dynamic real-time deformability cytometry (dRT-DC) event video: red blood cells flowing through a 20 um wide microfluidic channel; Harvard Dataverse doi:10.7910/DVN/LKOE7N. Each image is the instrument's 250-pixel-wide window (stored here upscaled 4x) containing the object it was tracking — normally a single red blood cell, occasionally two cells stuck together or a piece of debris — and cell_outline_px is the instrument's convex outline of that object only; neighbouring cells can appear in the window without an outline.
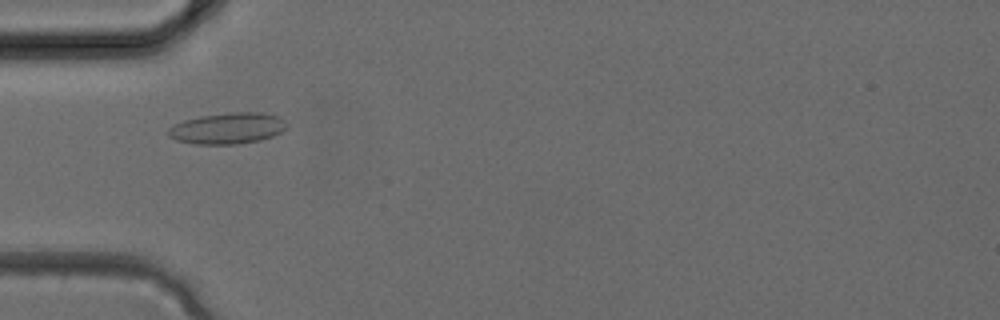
{"species": "common noctule bat (a hibernating species)", "species_latin": "Nyctalus noctula", "temperature_condition": "cold", "stored_images_in_passage": 3, "camera_frame_rate_fps": 3000, "um_per_image_px": 0.085, "animal": {"sex": "female", "body_mass_g": 24.6, "forearm_length_mm": 56.2}, "frame": {"image": 1, "passage_image": 3, "time_ms": 0.667, "image_size_px": [1000, 320], "cell_outline_px": [[288, 128], [272, 136], [260, 140], [236, 144], [192, 144], [176, 140], [168, 136], [168, 128], [184, 120], [200, 116], [232, 112], [260, 112], [280, 116], [288, 124]], "centroid_in_image_um": [19.37, 10.9], "position_along_channel_um": 65.6, "area_um2": 21.62}}